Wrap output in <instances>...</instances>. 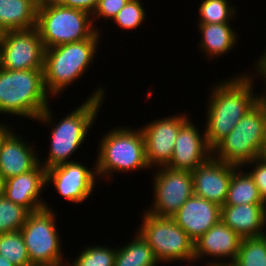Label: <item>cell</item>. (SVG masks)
I'll return each instance as SVG.
<instances>
[{"label": "cell", "mask_w": 266, "mask_h": 266, "mask_svg": "<svg viewBox=\"0 0 266 266\" xmlns=\"http://www.w3.org/2000/svg\"><path fill=\"white\" fill-rule=\"evenodd\" d=\"M260 151H266V128L264 131V139H263V143H262V147Z\"/></svg>", "instance_id": "cell-40"}, {"label": "cell", "mask_w": 266, "mask_h": 266, "mask_svg": "<svg viewBox=\"0 0 266 266\" xmlns=\"http://www.w3.org/2000/svg\"><path fill=\"white\" fill-rule=\"evenodd\" d=\"M11 126H9V125H7L6 123H5V125H4V123H2V122H0V139H1V136L10 128Z\"/></svg>", "instance_id": "cell-36"}, {"label": "cell", "mask_w": 266, "mask_h": 266, "mask_svg": "<svg viewBox=\"0 0 266 266\" xmlns=\"http://www.w3.org/2000/svg\"><path fill=\"white\" fill-rule=\"evenodd\" d=\"M101 31L90 39L45 49L43 77L47 93L59 97L65 88L81 80L93 63L100 45Z\"/></svg>", "instance_id": "cell-3"}, {"label": "cell", "mask_w": 266, "mask_h": 266, "mask_svg": "<svg viewBox=\"0 0 266 266\" xmlns=\"http://www.w3.org/2000/svg\"><path fill=\"white\" fill-rule=\"evenodd\" d=\"M141 0H129L126 5L113 18L112 23L118 25L120 29H137L146 21L147 13Z\"/></svg>", "instance_id": "cell-30"}, {"label": "cell", "mask_w": 266, "mask_h": 266, "mask_svg": "<svg viewBox=\"0 0 266 266\" xmlns=\"http://www.w3.org/2000/svg\"><path fill=\"white\" fill-rule=\"evenodd\" d=\"M220 215L218 204L193 194L172 218L195 242L220 220Z\"/></svg>", "instance_id": "cell-19"}, {"label": "cell", "mask_w": 266, "mask_h": 266, "mask_svg": "<svg viewBox=\"0 0 266 266\" xmlns=\"http://www.w3.org/2000/svg\"><path fill=\"white\" fill-rule=\"evenodd\" d=\"M128 1L129 0H100L94 13L92 14L93 24H95V20H98L99 18L102 20L106 19L105 21H112Z\"/></svg>", "instance_id": "cell-31"}, {"label": "cell", "mask_w": 266, "mask_h": 266, "mask_svg": "<svg viewBox=\"0 0 266 266\" xmlns=\"http://www.w3.org/2000/svg\"><path fill=\"white\" fill-rule=\"evenodd\" d=\"M255 75L258 78H263L266 75V49L259 59L255 62ZM260 76V77H259Z\"/></svg>", "instance_id": "cell-34"}, {"label": "cell", "mask_w": 266, "mask_h": 266, "mask_svg": "<svg viewBox=\"0 0 266 266\" xmlns=\"http://www.w3.org/2000/svg\"><path fill=\"white\" fill-rule=\"evenodd\" d=\"M0 266H15L9 260H7L4 256L0 255Z\"/></svg>", "instance_id": "cell-35"}, {"label": "cell", "mask_w": 266, "mask_h": 266, "mask_svg": "<svg viewBox=\"0 0 266 266\" xmlns=\"http://www.w3.org/2000/svg\"><path fill=\"white\" fill-rule=\"evenodd\" d=\"M119 127L104 133L100 139L94 163L99 180H109L114 172L150 169L146 161L145 141L141 129H132L125 125Z\"/></svg>", "instance_id": "cell-5"}, {"label": "cell", "mask_w": 266, "mask_h": 266, "mask_svg": "<svg viewBox=\"0 0 266 266\" xmlns=\"http://www.w3.org/2000/svg\"><path fill=\"white\" fill-rule=\"evenodd\" d=\"M220 220L241 238L265 235L266 204L223 205Z\"/></svg>", "instance_id": "cell-20"}, {"label": "cell", "mask_w": 266, "mask_h": 266, "mask_svg": "<svg viewBox=\"0 0 266 266\" xmlns=\"http://www.w3.org/2000/svg\"><path fill=\"white\" fill-rule=\"evenodd\" d=\"M45 47L36 27L5 31L0 41L1 68L6 70L43 69Z\"/></svg>", "instance_id": "cell-11"}, {"label": "cell", "mask_w": 266, "mask_h": 266, "mask_svg": "<svg viewBox=\"0 0 266 266\" xmlns=\"http://www.w3.org/2000/svg\"><path fill=\"white\" fill-rule=\"evenodd\" d=\"M232 26L231 23H198L197 27L202 36L198 47L202 54L206 55L204 57L208 60L217 59L230 53L238 43L239 35Z\"/></svg>", "instance_id": "cell-21"}, {"label": "cell", "mask_w": 266, "mask_h": 266, "mask_svg": "<svg viewBox=\"0 0 266 266\" xmlns=\"http://www.w3.org/2000/svg\"><path fill=\"white\" fill-rule=\"evenodd\" d=\"M215 266H234L233 264H218V265H215Z\"/></svg>", "instance_id": "cell-42"}, {"label": "cell", "mask_w": 266, "mask_h": 266, "mask_svg": "<svg viewBox=\"0 0 266 266\" xmlns=\"http://www.w3.org/2000/svg\"><path fill=\"white\" fill-rule=\"evenodd\" d=\"M237 166L218 160L213 155L191 173L194 195L224 205L233 172Z\"/></svg>", "instance_id": "cell-14"}, {"label": "cell", "mask_w": 266, "mask_h": 266, "mask_svg": "<svg viewBox=\"0 0 266 266\" xmlns=\"http://www.w3.org/2000/svg\"><path fill=\"white\" fill-rule=\"evenodd\" d=\"M199 130L190 117L182 124L168 167L192 172L213 155V149L205 138V131L201 133Z\"/></svg>", "instance_id": "cell-16"}, {"label": "cell", "mask_w": 266, "mask_h": 266, "mask_svg": "<svg viewBox=\"0 0 266 266\" xmlns=\"http://www.w3.org/2000/svg\"><path fill=\"white\" fill-rule=\"evenodd\" d=\"M105 89L100 86L93 90L92 94L81 103L71 113L69 112L64 118L55 122L52 112L51 104L41 113V115L34 120L51 125L50 133V147L47 159L39 158V163L47 170L54 166H58L64 163L72 162V155L81 148L84 144L85 138L88 136V131L92 128L94 121H96L98 112L102 108L103 100L105 101L106 93ZM55 118V119H54ZM53 125V126H52ZM71 159V160H69ZM46 160V161H45Z\"/></svg>", "instance_id": "cell-2"}, {"label": "cell", "mask_w": 266, "mask_h": 266, "mask_svg": "<svg viewBox=\"0 0 266 266\" xmlns=\"http://www.w3.org/2000/svg\"><path fill=\"white\" fill-rule=\"evenodd\" d=\"M97 25L83 10L64 7L54 0L39 3L36 28L45 49L90 39L100 31Z\"/></svg>", "instance_id": "cell-6"}, {"label": "cell", "mask_w": 266, "mask_h": 266, "mask_svg": "<svg viewBox=\"0 0 266 266\" xmlns=\"http://www.w3.org/2000/svg\"><path fill=\"white\" fill-rule=\"evenodd\" d=\"M37 0H0V26L4 31L36 27Z\"/></svg>", "instance_id": "cell-22"}, {"label": "cell", "mask_w": 266, "mask_h": 266, "mask_svg": "<svg viewBox=\"0 0 266 266\" xmlns=\"http://www.w3.org/2000/svg\"><path fill=\"white\" fill-rule=\"evenodd\" d=\"M264 80V84L266 85V75L261 79V81Z\"/></svg>", "instance_id": "cell-43"}, {"label": "cell", "mask_w": 266, "mask_h": 266, "mask_svg": "<svg viewBox=\"0 0 266 266\" xmlns=\"http://www.w3.org/2000/svg\"><path fill=\"white\" fill-rule=\"evenodd\" d=\"M12 128L11 126L0 139V174L4 180L33 170L41 157L33 145Z\"/></svg>", "instance_id": "cell-17"}, {"label": "cell", "mask_w": 266, "mask_h": 266, "mask_svg": "<svg viewBox=\"0 0 266 266\" xmlns=\"http://www.w3.org/2000/svg\"><path fill=\"white\" fill-rule=\"evenodd\" d=\"M137 230L152 248L157 261L194 263V242L172 217H159L144 211Z\"/></svg>", "instance_id": "cell-8"}, {"label": "cell", "mask_w": 266, "mask_h": 266, "mask_svg": "<svg viewBox=\"0 0 266 266\" xmlns=\"http://www.w3.org/2000/svg\"><path fill=\"white\" fill-rule=\"evenodd\" d=\"M97 180L96 167L88 169L76 160L46 170V187L51 184L63 199L76 204L92 196Z\"/></svg>", "instance_id": "cell-12"}, {"label": "cell", "mask_w": 266, "mask_h": 266, "mask_svg": "<svg viewBox=\"0 0 266 266\" xmlns=\"http://www.w3.org/2000/svg\"><path fill=\"white\" fill-rule=\"evenodd\" d=\"M4 34H5V31H4V30L2 29V27L0 26V41H1V39L3 38Z\"/></svg>", "instance_id": "cell-41"}, {"label": "cell", "mask_w": 266, "mask_h": 266, "mask_svg": "<svg viewBox=\"0 0 266 266\" xmlns=\"http://www.w3.org/2000/svg\"><path fill=\"white\" fill-rule=\"evenodd\" d=\"M158 169V171H156ZM153 204L146 212L159 217H172L193 193L192 173L161 166L153 174Z\"/></svg>", "instance_id": "cell-10"}, {"label": "cell", "mask_w": 266, "mask_h": 266, "mask_svg": "<svg viewBox=\"0 0 266 266\" xmlns=\"http://www.w3.org/2000/svg\"><path fill=\"white\" fill-rule=\"evenodd\" d=\"M53 208L46 205L38 211L30 212L21 233L33 266H64L62 240L56 226Z\"/></svg>", "instance_id": "cell-9"}, {"label": "cell", "mask_w": 266, "mask_h": 266, "mask_svg": "<svg viewBox=\"0 0 266 266\" xmlns=\"http://www.w3.org/2000/svg\"><path fill=\"white\" fill-rule=\"evenodd\" d=\"M244 171L243 167H238L233 172L224 205L266 204L253 178Z\"/></svg>", "instance_id": "cell-24"}, {"label": "cell", "mask_w": 266, "mask_h": 266, "mask_svg": "<svg viewBox=\"0 0 266 266\" xmlns=\"http://www.w3.org/2000/svg\"><path fill=\"white\" fill-rule=\"evenodd\" d=\"M266 128V109L259 101L214 148L213 156L237 167L259 158Z\"/></svg>", "instance_id": "cell-7"}, {"label": "cell", "mask_w": 266, "mask_h": 266, "mask_svg": "<svg viewBox=\"0 0 266 266\" xmlns=\"http://www.w3.org/2000/svg\"><path fill=\"white\" fill-rule=\"evenodd\" d=\"M37 1L40 3V2H43V1H47V0H37Z\"/></svg>", "instance_id": "cell-44"}, {"label": "cell", "mask_w": 266, "mask_h": 266, "mask_svg": "<svg viewBox=\"0 0 266 266\" xmlns=\"http://www.w3.org/2000/svg\"><path fill=\"white\" fill-rule=\"evenodd\" d=\"M259 159L266 165V151H260Z\"/></svg>", "instance_id": "cell-39"}, {"label": "cell", "mask_w": 266, "mask_h": 266, "mask_svg": "<svg viewBox=\"0 0 266 266\" xmlns=\"http://www.w3.org/2000/svg\"><path fill=\"white\" fill-rule=\"evenodd\" d=\"M250 167L247 171L253 178L256 184L260 196L266 202V165L259 159L256 158L250 163L245 164L243 167Z\"/></svg>", "instance_id": "cell-32"}, {"label": "cell", "mask_w": 266, "mask_h": 266, "mask_svg": "<svg viewBox=\"0 0 266 266\" xmlns=\"http://www.w3.org/2000/svg\"><path fill=\"white\" fill-rule=\"evenodd\" d=\"M241 240L237 233L219 220L194 242V261H203L206 256L205 259L211 257L214 260L205 264H232L237 257Z\"/></svg>", "instance_id": "cell-15"}, {"label": "cell", "mask_w": 266, "mask_h": 266, "mask_svg": "<svg viewBox=\"0 0 266 266\" xmlns=\"http://www.w3.org/2000/svg\"><path fill=\"white\" fill-rule=\"evenodd\" d=\"M260 101L262 102V104L264 105L265 109H266V91L265 92H260Z\"/></svg>", "instance_id": "cell-37"}, {"label": "cell", "mask_w": 266, "mask_h": 266, "mask_svg": "<svg viewBox=\"0 0 266 266\" xmlns=\"http://www.w3.org/2000/svg\"><path fill=\"white\" fill-rule=\"evenodd\" d=\"M234 266H266V234L242 238Z\"/></svg>", "instance_id": "cell-25"}, {"label": "cell", "mask_w": 266, "mask_h": 266, "mask_svg": "<svg viewBox=\"0 0 266 266\" xmlns=\"http://www.w3.org/2000/svg\"><path fill=\"white\" fill-rule=\"evenodd\" d=\"M43 69L6 70L0 67V115L36 120L50 105Z\"/></svg>", "instance_id": "cell-4"}, {"label": "cell", "mask_w": 266, "mask_h": 266, "mask_svg": "<svg viewBox=\"0 0 266 266\" xmlns=\"http://www.w3.org/2000/svg\"><path fill=\"white\" fill-rule=\"evenodd\" d=\"M0 255L15 266H33L20 230L0 234Z\"/></svg>", "instance_id": "cell-26"}, {"label": "cell", "mask_w": 266, "mask_h": 266, "mask_svg": "<svg viewBox=\"0 0 266 266\" xmlns=\"http://www.w3.org/2000/svg\"><path fill=\"white\" fill-rule=\"evenodd\" d=\"M188 116L177 113L142 125L140 129L144 136L146 161L150 169L169 164L179 129Z\"/></svg>", "instance_id": "cell-13"}, {"label": "cell", "mask_w": 266, "mask_h": 266, "mask_svg": "<svg viewBox=\"0 0 266 266\" xmlns=\"http://www.w3.org/2000/svg\"><path fill=\"white\" fill-rule=\"evenodd\" d=\"M58 4L68 7L83 10L89 14H93L100 0H54Z\"/></svg>", "instance_id": "cell-33"}, {"label": "cell", "mask_w": 266, "mask_h": 266, "mask_svg": "<svg viewBox=\"0 0 266 266\" xmlns=\"http://www.w3.org/2000/svg\"><path fill=\"white\" fill-rule=\"evenodd\" d=\"M46 169L39 163L33 170L4 180L3 195L29 212L45 208ZM42 198V199H41Z\"/></svg>", "instance_id": "cell-18"}, {"label": "cell", "mask_w": 266, "mask_h": 266, "mask_svg": "<svg viewBox=\"0 0 266 266\" xmlns=\"http://www.w3.org/2000/svg\"><path fill=\"white\" fill-rule=\"evenodd\" d=\"M230 0H203L198 9V23H231L236 16ZM232 19V20H231Z\"/></svg>", "instance_id": "cell-27"}, {"label": "cell", "mask_w": 266, "mask_h": 266, "mask_svg": "<svg viewBox=\"0 0 266 266\" xmlns=\"http://www.w3.org/2000/svg\"><path fill=\"white\" fill-rule=\"evenodd\" d=\"M29 211L4 195L0 197V234L21 230L29 215Z\"/></svg>", "instance_id": "cell-28"}, {"label": "cell", "mask_w": 266, "mask_h": 266, "mask_svg": "<svg viewBox=\"0 0 266 266\" xmlns=\"http://www.w3.org/2000/svg\"><path fill=\"white\" fill-rule=\"evenodd\" d=\"M77 258L67 266H114L116 249L106 245L84 247Z\"/></svg>", "instance_id": "cell-29"}, {"label": "cell", "mask_w": 266, "mask_h": 266, "mask_svg": "<svg viewBox=\"0 0 266 266\" xmlns=\"http://www.w3.org/2000/svg\"><path fill=\"white\" fill-rule=\"evenodd\" d=\"M243 74L217 82L210 89L203 129L205 128V138L212 149L260 101V94L254 93V73Z\"/></svg>", "instance_id": "cell-1"}, {"label": "cell", "mask_w": 266, "mask_h": 266, "mask_svg": "<svg viewBox=\"0 0 266 266\" xmlns=\"http://www.w3.org/2000/svg\"><path fill=\"white\" fill-rule=\"evenodd\" d=\"M3 190H4V179L0 174V197L3 196Z\"/></svg>", "instance_id": "cell-38"}, {"label": "cell", "mask_w": 266, "mask_h": 266, "mask_svg": "<svg viewBox=\"0 0 266 266\" xmlns=\"http://www.w3.org/2000/svg\"><path fill=\"white\" fill-rule=\"evenodd\" d=\"M152 248L136 230L130 242L116 247L114 266H158Z\"/></svg>", "instance_id": "cell-23"}]
</instances>
